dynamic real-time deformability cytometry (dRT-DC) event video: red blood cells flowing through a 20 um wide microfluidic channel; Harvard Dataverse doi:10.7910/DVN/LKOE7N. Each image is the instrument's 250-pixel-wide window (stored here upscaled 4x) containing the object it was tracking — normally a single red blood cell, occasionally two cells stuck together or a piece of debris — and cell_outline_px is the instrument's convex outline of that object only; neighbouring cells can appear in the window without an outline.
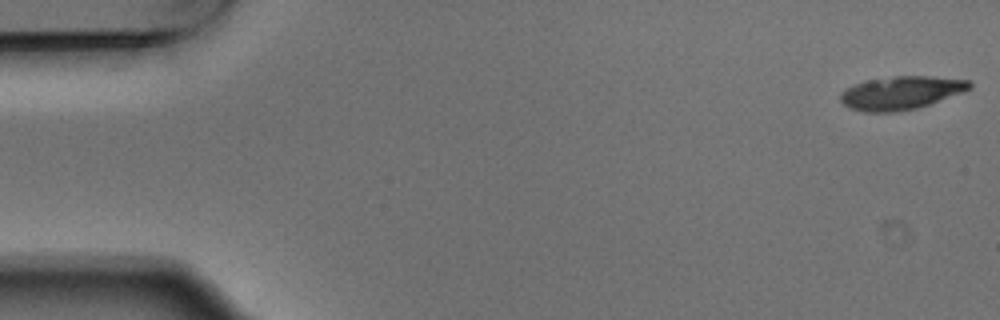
{"species": "Egyptian fruit bat (a non-hibernating species)", "species_latin": "Rousettus aegyptiacus", "temperature_condition": "warm", "stored_images_in_passage": 6, "camera_frame_rate_fps": 3000, "um_per_image_px": 0.085, "animal": {"sex": "male"}, "frame": {"image": 1, "passage_image": 1, "time_ms": 0.0, "image_size_px": [1000, 320], "cell_outline_px": [[972, 88], [964, 92], [916, 108], [896, 112], [864, 112], [848, 108], [840, 100], [840, 92], [844, 88], [868, 80], [892, 76], [932, 76], [972, 80]], "centroid_in_image_um": [76.59, 7.88], "position_along_channel_um": 8.4, "area_um2": 25.2}}